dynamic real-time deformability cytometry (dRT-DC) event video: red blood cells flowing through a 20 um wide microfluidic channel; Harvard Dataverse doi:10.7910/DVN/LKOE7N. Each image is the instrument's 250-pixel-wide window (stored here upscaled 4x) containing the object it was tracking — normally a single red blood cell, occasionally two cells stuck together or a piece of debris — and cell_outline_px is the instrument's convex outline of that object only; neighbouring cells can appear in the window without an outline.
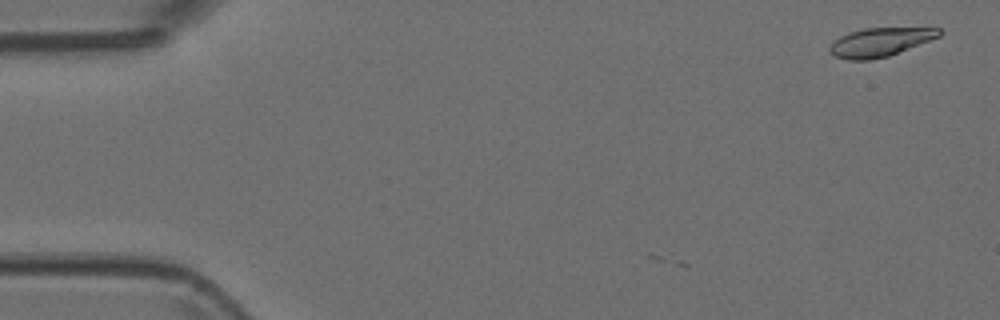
{"species": "Egyptian fruit bat (a non-hibernating species)", "species_latin": "Rousettus aegyptiacus", "temperature_condition": "room temperature", "stored_images_in_passage": 4, "camera_frame_rate_fps": 3000, "um_per_image_px": 0.085, "animal": {"sex": "female"}, "frame": {"image": 1, "passage_image": 1, "time_ms": 0.0, "image_size_px": [1000, 320], "cell_outline_px": [[944, 32], [940, 36], [888, 56], [872, 60], [848, 60], [836, 56], [828, 52], [828, 48], [832, 40], [848, 32], [864, 28], [940, 28]], "centroid_in_image_um": [74.75, 3.58], "position_along_channel_um": 10.2, "area_um2": 18.38}}